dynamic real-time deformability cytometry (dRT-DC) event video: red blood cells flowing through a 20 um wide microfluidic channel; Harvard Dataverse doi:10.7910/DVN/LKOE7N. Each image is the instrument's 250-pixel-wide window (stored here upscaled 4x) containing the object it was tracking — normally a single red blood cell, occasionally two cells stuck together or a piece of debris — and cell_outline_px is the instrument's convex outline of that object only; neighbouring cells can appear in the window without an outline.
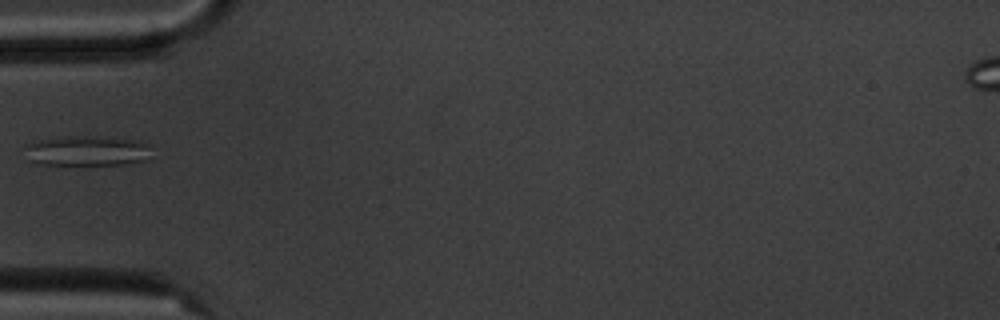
{"species": "common noctule bat (a hibernating species)", "species_latin": "Nyctalus noctula", "temperature_condition": "cold", "stored_images_in_passage": 5, "camera_frame_rate_fps": 3000, "um_per_image_px": 0.085, "animal": {"sex": "male", "body_mass_g": 20.1, "forearm_length_mm": 53.5}, "frame": {"image": 1, "passage_image": 5, "time_ms": 4.667, "image_size_px": [1000, 320], "cell_outline_px": [[148, 148], [144, 160], [124, 164], [40, 164], [28, 160], [28, 144], [40, 140], [128, 140], [148, 144]], "centroid_in_image_um": [7.36, 12.91], "position_along_channel_um": 77.6, "area_um2": 19.59}}